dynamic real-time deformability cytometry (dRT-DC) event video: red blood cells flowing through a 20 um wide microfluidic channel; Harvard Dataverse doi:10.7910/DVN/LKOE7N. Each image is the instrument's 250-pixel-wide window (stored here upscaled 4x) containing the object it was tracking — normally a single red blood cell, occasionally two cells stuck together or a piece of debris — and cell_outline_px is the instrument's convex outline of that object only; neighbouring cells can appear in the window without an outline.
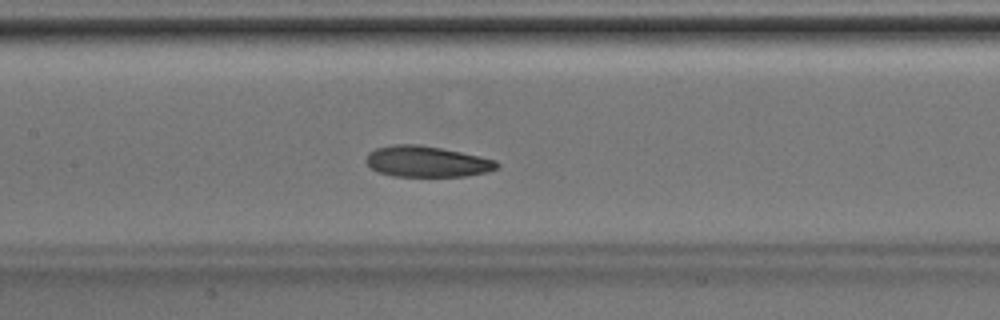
{"species": "Egyptian fruit bat (a non-hibernating species)", "species_latin": "Rousettus aegyptiacus", "temperature_condition": "room temperature", "stored_images_in_passage": 35, "camera_frame_rate_fps": 3000, "um_per_image_px": 0.085, "animal": {"sex": "male"}, "frame": {"image": 1, "passage_image": 11, "time_ms": 3.333, "image_size_px": [1000, 320], "cell_outline_px": [[500, 164], [496, 168], [488, 172], [464, 176], [392, 176], [376, 172], [364, 160], [368, 152], [376, 148], [392, 144], [420, 144], [480, 156], [496, 160]], "centroid_in_image_um": [36.24, 13.73], "position_along_channel_um": 171.2, "area_um2": 23.7}}
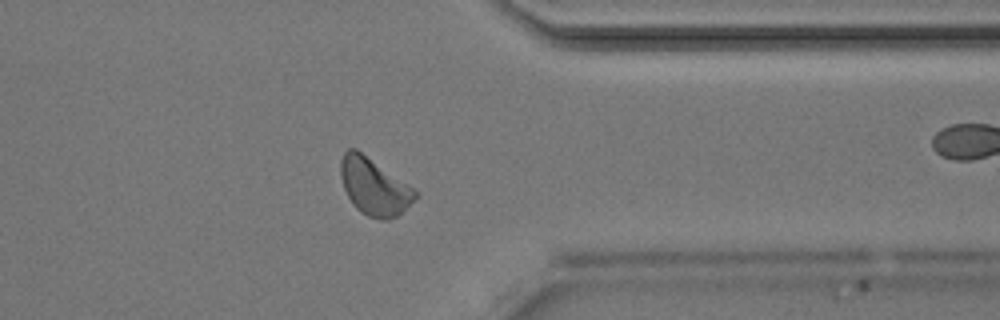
{"frame": {"image": 2, "passage_image": 25, "time_ms": 8.0, "image_size_px": [1000, 320], "cell_outline_px": [[420, 196], [396, 216], [388, 220], [380, 220], [368, 216], [356, 208], [352, 204], [344, 188], [340, 176], [340, 160], [344, 152], [348, 148], [356, 148], [420, 192]], "centroid_in_image_um": [31.81, 15.86], "position_along_channel_um": 379.6, "area_um2": 24.85}}